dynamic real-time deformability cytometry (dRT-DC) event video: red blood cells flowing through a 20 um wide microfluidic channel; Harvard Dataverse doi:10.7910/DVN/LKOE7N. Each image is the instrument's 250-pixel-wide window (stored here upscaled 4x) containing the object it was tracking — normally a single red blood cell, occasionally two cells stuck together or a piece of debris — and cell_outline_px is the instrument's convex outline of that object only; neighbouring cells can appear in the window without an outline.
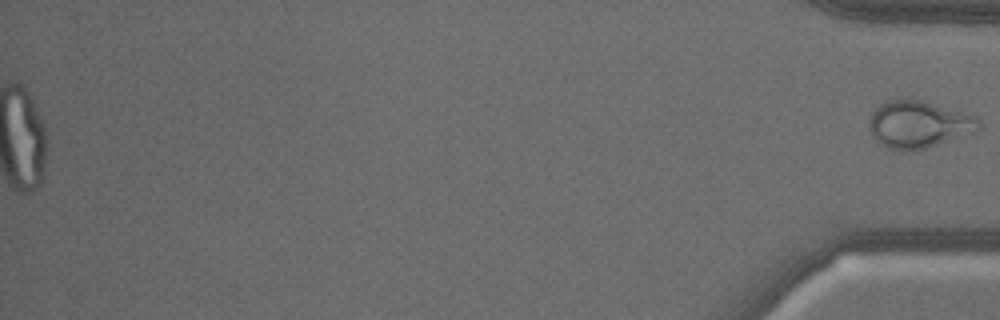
{"species": "common noctule bat (a hibernating species)", "species_latin": "Nyctalus noctula", "temperature_condition": "warm", "stored_images_in_passage": 45, "segment_of_instrument_passage": [2, 2], "camera_frame_rate_fps": 3000, "um_per_image_px": 0.085, "animal": {"sex": "male", "body_mass_g": 18.8}, "frame": {"image": 1, "passage_image": 45, "time_ms": 14.667, "image_size_px": [1000, 320], "cell_outline_px": [[980, 128], [976, 132], [924, 148], [888, 148], [880, 144], [872, 136], [868, 128], [868, 120], [872, 112], [880, 104], [888, 100], [920, 100], [980, 120]], "centroid_in_image_um": [78.0, 10.57], "position_along_channel_um": 357.2, "area_um2": 28.9}}